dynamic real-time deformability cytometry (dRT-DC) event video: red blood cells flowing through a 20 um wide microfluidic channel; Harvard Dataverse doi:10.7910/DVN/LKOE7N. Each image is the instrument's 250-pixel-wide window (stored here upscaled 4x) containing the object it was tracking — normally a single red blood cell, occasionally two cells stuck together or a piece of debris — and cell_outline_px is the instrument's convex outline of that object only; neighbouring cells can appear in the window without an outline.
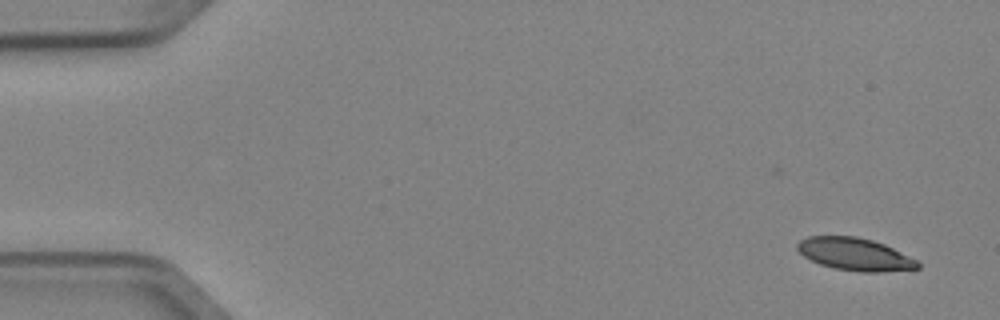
{"species": "Egyptian fruit bat (a non-hibernating species)", "species_latin": "Rousettus aegyptiacus", "temperature_condition": "cold", "stored_images_in_passage": 3, "camera_frame_rate_fps": 3000, "um_per_image_px": 0.085, "animal": {"sex": "female"}, "frame": {"image": 1, "passage_image": 3, "time_ms": 0.667, "image_size_px": [1000, 320], "cell_outline_px": [[920, 268], [880, 272], [860, 272], [836, 268], [820, 264], [804, 256], [796, 248], [796, 244], [800, 240], [808, 236], [856, 236], [872, 240], [884, 244], [916, 260], [920, 264]], "centroid_in_image_um": [72.65, 21.6], "position_along_channel_um": 12.4, "area_um2": 22.6}}